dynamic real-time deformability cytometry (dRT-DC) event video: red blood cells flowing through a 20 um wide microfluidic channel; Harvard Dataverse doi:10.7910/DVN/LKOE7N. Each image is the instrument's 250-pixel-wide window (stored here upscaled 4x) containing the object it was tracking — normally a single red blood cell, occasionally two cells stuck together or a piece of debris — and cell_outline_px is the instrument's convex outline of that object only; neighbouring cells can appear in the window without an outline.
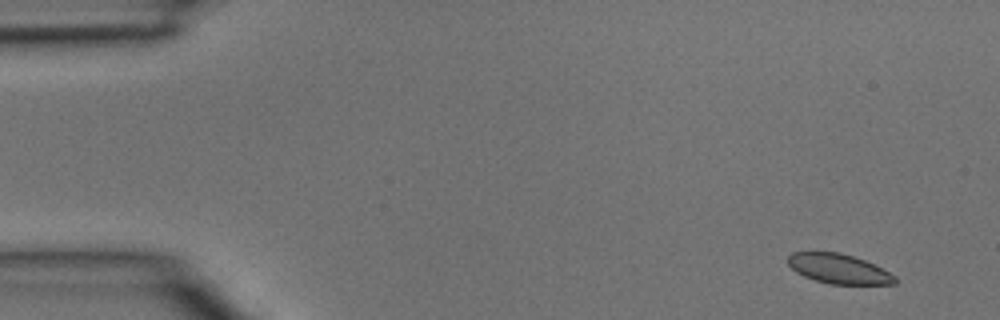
{"species": "common noctule bat (a hibernating species)", "species_latin": "Nyctalus noctula", "temperature_condition": "room temperature", "stored_images_in_passage": 5, "camera_frame_rate_fps": 3000, "um_per_image_px": 0.085, "animal": {"sex": "male", "body_mass_g": 15.6}, "frame": {"image": 1, "passage_image": 1, "time_ms": 0.0, "image_size_px": [1000, 320], "cell_outline_px": [[900, 280], [896, 284], [828, 284], [804, 276], [796, 272], [788, 264], [788, 256], [792, 252], [840, 252], [864, 260], [896, 276]], "centroid_in_image_um": [71.3, 22.85], "position_along_channel_um": 13.7, "area_um2": 18.44}}
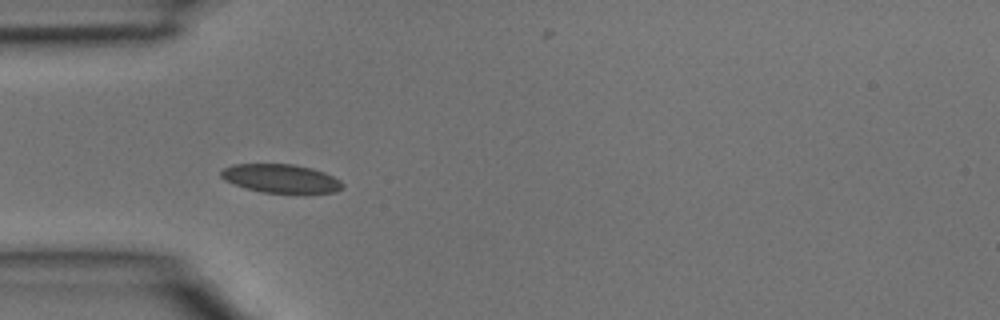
{"frame": {"image": 2, "passage_image": 3, "time_ms": 0.667, "image_size_px": [1000, 320], "cell_outline_px": [[344, 188], [336, 192], [304, 196], [264, 192], [248, 188], [224, 180], [220, 176], [220, 172], [224, 168], [232, 164], [292, 164], [312, 168], [324, 172], [340, 180], [344, 184]], "centroid_in_image_um": [23.97, 15.22], "position_along_channel_um": 61.0, "area_um2": 20.98}}
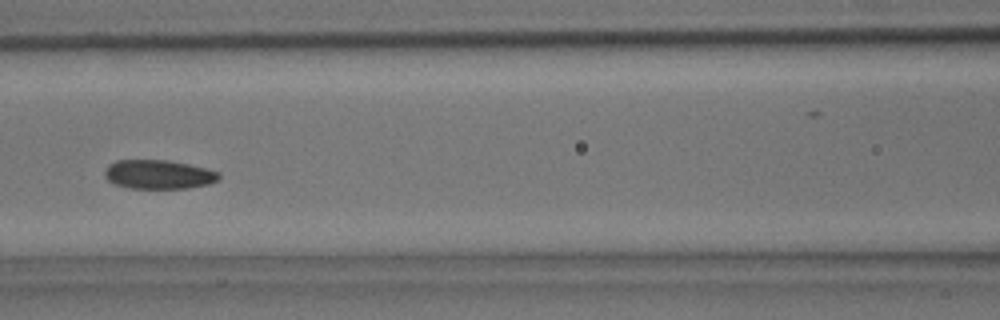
{"frame": {"image": 3, "passage_image": 5, "time_ms": 1.333, "image_size_px": [1000, 320], "cell_outline_px": [[220, 180], [208, 184], [188, 188], [128, 188], [116, 184], [108, 180], [104, 176], [104, 172], [108, 164], [116, 160], [168, 160], [188, 164], [220, 172]], "centroid_in_image_um": [13.48, 14.82], "position_along_channel_um": 153.1, "area_um2": 19.36}}